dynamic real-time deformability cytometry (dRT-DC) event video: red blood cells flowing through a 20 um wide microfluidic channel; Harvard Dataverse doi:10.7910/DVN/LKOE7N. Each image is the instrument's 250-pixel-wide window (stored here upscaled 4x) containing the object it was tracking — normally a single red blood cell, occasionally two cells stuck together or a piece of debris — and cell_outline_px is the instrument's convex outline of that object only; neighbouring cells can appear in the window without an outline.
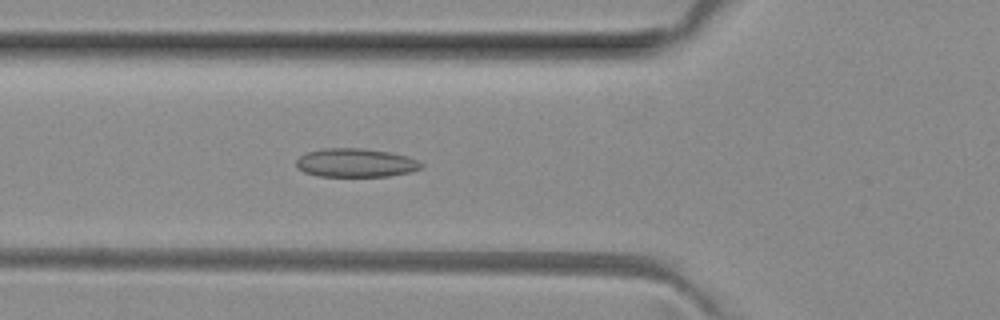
{"species": "common noctule bat (a hibernating species)", "species_latin": "Nyctalus noctula", "temperature_condition": "room temperature", "stored_images_in_passage": 49, "segment_of_instrument_passage": [1, 2], "camera_frame_rate_fps": 3000, "um_per_image_px": 0.085, "animal": {"sex": "female", "body_mass_g": 29.2, "forearm_length_mm": 56.3}, "frame": {"image": 1, "passage_image": 15, "time_ms": 4.667, "image_size_px": [1000, 320], "cell_outline_px": [[424, 164], [420, 168], [412, 172], [388, 176], [320, 176], [304, 172], [296, 168], [296, 160], [300, 156], [308, 152], [324, 148], [360, 148], [388, 152], [408, 156]], "centroid_in_image_um": [30.22, 13.84], "position_along_channel_um": 95.6, "area_um2": 20.81}}
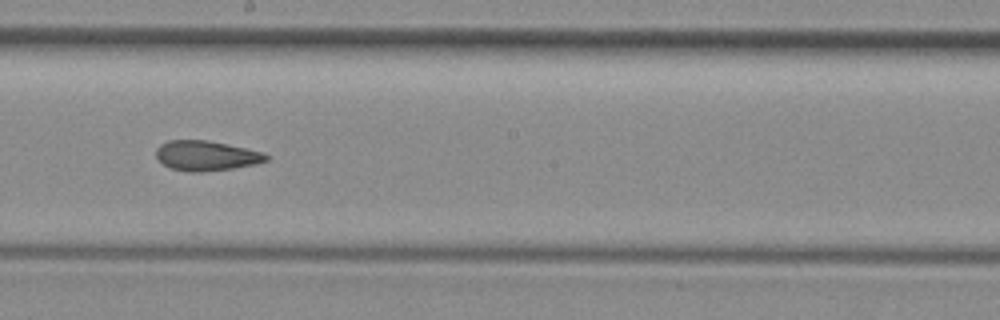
{"frame": {"image": 2, "passage_image": 25, "time_ms": 8.0, "image_size_px": [1000, 320], "cell_outline_px": [[268, 160], [256, 164], [232, 168], [200, 172], [188, 172], [172, 168], [164, 164], [156, 156], [156, 148], [160, 144], [168, 140], [208, 140], [264, 152], [268, 156]], "centroid_in_image_um": [17.53, 13.23], "position_along_channel_um": 230.7, "area_um2": 19.13}}
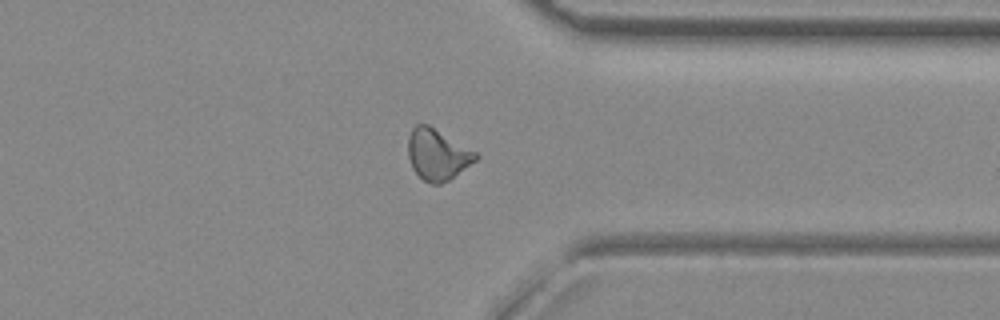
{"frame": {"image": 3, "passage_image": 36, "time_ms": 11.667, "image_size_px": [1000, 320], "cell_outline_px": [[480, 156], [476, 160], [448, 180], [440, 184], [432, 184], [424, 180], [412, 168], [408, 156], [408, 136], [412, 128], [416, 124], [428, 124], [476, 152]], "centroid_in_image_um": [37.16, 13.12], "position_along_channel_um": 374.2, "area_um2": 19.88}}